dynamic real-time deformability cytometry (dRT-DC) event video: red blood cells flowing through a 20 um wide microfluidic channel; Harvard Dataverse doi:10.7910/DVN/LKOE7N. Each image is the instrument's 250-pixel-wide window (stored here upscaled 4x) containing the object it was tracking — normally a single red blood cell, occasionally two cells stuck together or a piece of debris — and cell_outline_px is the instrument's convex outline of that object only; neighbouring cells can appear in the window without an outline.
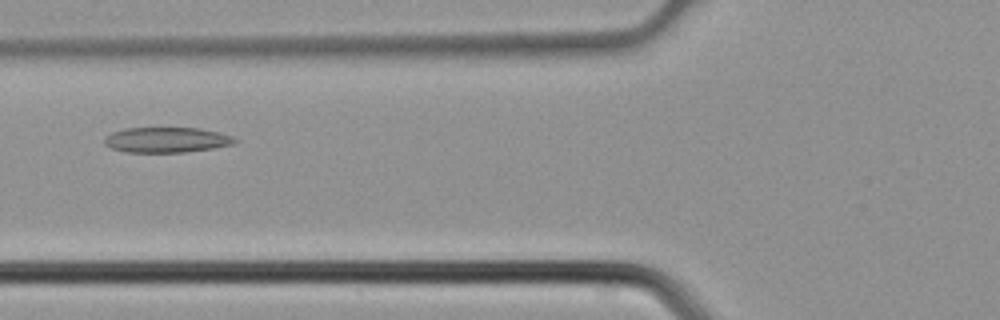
{"species": "common noctule bat (a hibernating species)", "species_latin": "Nyctalus noctula", "temperature_condition": "cold", "stored_images_in_passage": 4, "camera_frame_rate_fps": 3000, "um_per_image_px": 0.085, "animal": {"sex": "male", "body_mass_g": 21.5, "forearm_length_mm": 52.0}, "frame": {"image": 1, "passage_image": 4, "time_ms": 1.0, "image_size_px": [1000, 320], "cell_outline_px": [[240, 140], [232, 144], [212, 148], [184, 152], [124, 152], [112, 148], [104, 144], [104, 136], [112, 132], [124, 128], [200, 128], [232, 136]], "centroid_in_image_um": [14.12, 11.88], "position_along_channel_um": 111.7, "area_um2": 19.19}}